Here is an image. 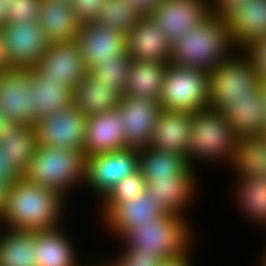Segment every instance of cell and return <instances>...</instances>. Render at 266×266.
<instances>
[{
    "instance_id": "32",
    "label": "cell",
    "mask_w": 266,
    "mask_h": 266,
    "mask_svg": "<svg viewBox=\"0 0 266 266\" xmlns=\"http://www.w3.org/2000/svg\"><path fill=\"white\" fill-rule=\"evenodd\" d=\"M237 193L242 210L256 222L266 223V174L241 179Z\"/></svg>"
},
{
    "instance_id": "25",
    "label": "cell",
    "mask_w": 266,
    "mask_h": 266,
    "mask_svg": "<svg viewBox=\"0 0 266 266\" xmlns=\"http://www.w3.org/2000/svg\"><path fill=\"white\" fill-rule=\"evenodd\" d=\"M193 171L190 169L182 178L155 179L147 183V192L167 214L182 216L181 209L189 203L196 187Z\"/></svg>"
},
{
    "instance_id": "22",
    "label": "cell",
    "mask_w": 266,
    "mask_h": 266,
    "mask_svg": "<svg viewBox=\"0 0 266 266\" xmlns=\"http://www.w3.org/2000/svg\"><path fill=\"white\" fill-rule=\"evenodd\" d=\"M0 148L6 151L8 163L23 176L38 148L34 125L5 120L0 126Z\"/></svg>"
},
{
    "instance_id": "15",
    "label": "cell",
    "mask_w": 266,
    "mask_h": 266,
    "mask_svg": "<svg viewBox=\"0 0 266 266\" xmlns=\"http://www.w3.org/2000/svg\"><path fill=\"white\" fill-rule=\"evenodd\" d=\"M210 15L208 0H163L150 16L172 44Z\"/></svg>"
},
{
    "instance_id": "24",
    "label": "cell",
    "mask_w": 266,
    "mask_h": 266,
    "mask_svg": "<svg viewBox=\"0 0 266 266\" xmlns=\"http://www.w3.org/2000/svg\"><path fill=\"white\" fill-rule=\"evenodd\" d=\"M265 107L262 87L257 91V98L233 101V108L225 116L238 139L266 133Z\"/></svg>"
},
{
    "instance_id": "34",
    "label": "cell",
    "mask_w": 266,
    "mask_h": 266,
    "mask_svg": "<svg viewBox=\"0 0 266 266\" xmlns=\"http://www.w3.org/2000/svg\"><path fill=\"white\" fill-rule=\"evenodd\" d=\"M146 191L147 182L140 169L126 176L102 198L103 217H105L118 203H126L129 199H138L139 195L144 194Z\"/></svg>"
},
{
    "instance_id": "14",
    "label": "cell",
    "mask_w": 266,
    "mask_h": 266,
    "mask_svg": "<svg viewBox=\"0 0 266 266\" xmlns=\"http://www.w3.org/2000/svg\"><path fill=\"white\" fill-rule=\"evenodd\" d=\"M35 69L44 78L61 81L71 91L88 72L77 41L49 44Z\"/></svg>"
},
{
    "instance_id": "49",
    "label": "cell",
    "mask_w": 266,
    "mask_h": 266,
    "mask_svg": "<svg viewBox=\"0 0 266 266\" xmlns=\"http://www.w3.org/2000/svg\"><path fill=\"white\" fill-rule=\"evenodd\" d=\"M108 266H121V265L115 260V261H113V264L111 263Z\"/></svg>"
},
{
    "instance_id": "17",
    "label": "cell",
    "mask_w": 266,
    "mask_h": 266,
    "mask_svg": "<svg viewBox=\"0 0 266 266\" xmlns=\"http://www.w3.org/2000/svg\"><path fill=\"white\" fill-rule=\"evenodd\" d=\"M127 53L139 61L164 62L171 57V43L151 16H142L127 34Z\"/></svg>"
},
{
    "instance_id": "19",
    "label": "cell",
    "mask_w": 266,
    "mask_h": 266,
    "mask_svg": "<svg viewBox=\"0 0 266 266\" xmlns=\"http://www.w3.org/2000/svg\"><path fill=\"white\" fill-rule=\"evenodd\" d=\"M38 22L49 44L77 41L82 25L67 0H41Z\"/></svg>"
},
{
    "instance_id": "23",
    "label": "cell",
    "mask_w": 266,
    "mask_h": 266,
    "mask_svg": "<svg viewBox=\"0 0 266 266\" xmlns=\"http://www.w3.org/2000/svg\"><path fill=\"white\" fill-rule=\"evenodd\" d=\"M122 94L113 86L99 83L89 71L73 88L72 105L87 117L116 109Z\"/></svg>"
},
{
    "instance_id": "10",
    "label": "cell",
    "mask_w": 266,
    "mask_h": 266,
    "mask_svg": "<svg viewBox=\"0 0 266 266\" xmlns=\"http://www.w3.org/2000/svg\"><path fill=\"white\" fill-rule=\"evenodd\" d=\"M32 94L33 85L26 69L0 70V110L5 120L35 125L38 119Z\"/></svg>"
},
{
    "instance_id": "30",
    "label": "cell",
    "mask_w": 266,
    "mask_h": 266,
    "mask_svg": "<svg viewBox=\"0 0 266 266\" xmlns=\"http://www.w3.org/2000/svg\"><path fill=\"white\" fill-rule=\"evenodd\" d=\"M6 233L0 237V266H37L35 232Z\"/></svg>"
},
{
    "instance_id": "1",
    "label": "cell",
    "mask_w": 266,
    "mask_h": 266,
    "mask_svg": "<svg viewBox=\"0 0 266 266\" xmlns=\"http://www.w3.org/2000/svg\"><path fill=\"white\" fill-rule=\"evenodd\" d=\"M58 191L18 178L10 187L0 221L8 229L36 232L60 227L63 198Z\"/></svg>"
},
{
    "instance_id": "9",
    "label": "cell",
    "mask_w": 266,
    "mask_h": 266,
    "mask_svg": "<svg viewBox=\"0 0 266 266\" xmlns=\"http://www.w3.org/2000/svg\"><path fill=\"white\" fill-rule=\"evenodd\" d=\"M87 120L73 105L38 120L34 125L38 147L83 149Z\"/></svg>"
},
{
    "instance_id": "40",
    "label": "cell",
    "mask_w": 266,
    "mask_h": 266,
    "mask_svg": "<svg viewBox=\"0 0 266 266\" xmlns=\"http://www.w3.org/2000/svg\"><path fill=\"white\" fill-rule=\"evenodd\" d=\"M251 0H214L209 2L210 14L224 19L229 13H231L239 3L247 4Z\"/></svg>"
},
{
    "instance_id": "11",
    "label": "cell",
    "mask_w": 266,
    "mask_h": 266,
    "mask_svg": "<svg viewBox=\"0 0 266 266\" xmlns=\"http://www.w3.org/2000/svg\"><path fill=\"white\" fill-rule=\"evenodd\" d=\"M139 149L126 148L87 158L86 180L103 198L126 176L139 170Z\"/></svg>"
},
{
    "instance_id": "47",
    "label": "cell",
    "mask_w": 266,
    "mask_h": 266,
    "mask_svg": "<svg viewBox=\"0 0 266 266\" xmlns=\"http://www.w3.org/2000/svg\"><path fill=\"white\" fill-rule=\"evenodd\" d=\"M262 95H263L264 103L266 106V83H262ZM265 114H266V107H265Z\"/></svg>"
},
{
    "instance_id": "48",
    "label": "cell",
    "mask_w": 266,
    "mask_h": 266,
    "mask_svg": "<svg viewBox=\"0 0 266 266\" xmlns=\"http://www.w3.org/2000/svg\"><path fill=\"white\" fill-rule=\"evenodd\" d=\"M4 121H5V119H4L3 113H2L1 110H0V126H1V124H2Z\"/></svg>"
},
{
    "instance_id": "29",
    "label": "cell",
    "mask_w": 266,
    "mask_h": 266,
    "mask_svg": "<svg viewBox=\"0 0 266 266\" xmlns=\"http://www.w3.org/2000/svg\"><path fill=\"white\" fill-rule=\"evenodd\" d=\"M37 266H78L74 248L58 227L36 231ZM77 264V265H76Z\"/></svg>"
},
{
    "instance_id": "21",
    "label": "cell",
    "mask_w": 266,
    "mask_h": 266,
    "mask_svg": "<svg viewBox=\"0 0 266 266\" xmlns=\"http://www.w3.org/2000/svg\"><path fill=\"white\" fill-rule=\"evenodd\" d=\"M165 215L167 213L146 191L138 199L118 203L103 219L115 234L124 237L132 228Z\"/></svg>"
},
{
    "instance_id": "46",
    "label": "cell",
    "mask_w": 266,
    "mask_h": 266,
    "mask_svg": "<svg viewBox=\"0 0 266 266\" xmlns=\"http://www.w3.org/2000/svg\"><path fill=\"white\" fill-rule=\"evenodd\" d=\"M7 67V61L5 57V47H4V41L2 36V30L0 29V70L6 69Z\"/></svg>"
},
{
    "instance_id": "44",
    "label": "cell",
    "mask_w": 266,
    "mask_h": 266,
    "mask_svg": "<svg viewBox=\"0 0 266 266\" xmlns=\"http://www.w3.org/2000/svg\"><path fill=\"white\" fill-rule=\"evenodd\" d=\"M10 187L11 184H9L7 181L0 180V217L4 210L6 198L8 197Z\"/></svg>"
},
{
    "instance_id": "26",
    "label": "cell",
    "mask_w": 266,
    "mask_h": 266,
    "mask_svg": "<svg viewBox=\"0 0 266 266\" xmlns=\"http://www.w3.org/2000/svg\"><path fill=\"white\" fill-rule=\"evenodd\" d=\"M26 70L33 85V106L38 120L72 105V91L61 81L44 78L35 68Z\"/></svg>"
},
{
    "instance_id": "33",
    "label": "cell",
    "mask_w": 266,
    "mask_h": 266,
    "mask_svg": "<svg viewBox=\"0 0 266 266\" xmlns=\"http://www.w3.org/2000/svg\"><path fill=\"white\" fill-rule=\"evenodd\" d=\"M102 17L97 21L128 34L137 24L141 14L127 0H106L101 5Z\"/></svg>"
},
{
    "instance_id": "28",
    "label": "cell",
    "mask_w": 266,
    "mask_h": 266,
    "mask_svg": "<svg viewBox=\"0 0 266 266\" xmlns=\"http://www.w3.org/2000/svg\"><path fill=\"white\" fill-rule=\"evenodd\" d=\"M139 154V169L147 183L155 179L182 178L191 169L180 153L145 147L139 149Z\"/></svg>"
},
{
    "instance_id": "7",
    "label": "cell",
    "mask_w": 266,
    "mask_h": 266,
    "mask_svg": "<svg viewBox=\"0 0 266 266\" xmlns=\"http://www.w3.org/2000/svg\"><path fill=\"white\" fill-rule=\"evenodd\" d=\"M207 83L208 71L169 62L160 91L161 108L193 114L208 107Z\"/></svg>"
},
{
    "instance_id": "3",
    "label": "cell",
    "mask_w": 266,
    "mask_h": 266,
    "mask_svg": "<svg viewBox=\"0 0 266 266\" xmlns=\"http://www.w3.org/2000/svg\"><path fill=\"white\" fill-rule=\"evenodd\" d=\"M230 56L208 72V107L225 114L233 108V101L257 98L262 87L254 64L247 54L244 58Z\"/></svg>"
},
{
    "instance_id": "50",
    "label": "cell",
    "mask_w": 266,
    "mask_h": 266,
    "mask_svg": "<svg viewBox=\"0 0 266 266\" xmlns=\"http://www.w3.org/2000/svg\"><path fill=\"white\" fill-rule=\"evenodd\" d=\"M263 265L262 266H266V252H265V255L263 256Z\"/></svg>"
},
{
    "instance_id": "43",
    "label": "cell",
    "mask_w": 266,
    "mask_h": 266,
    "mask_svg": "<svg viewBox=\"0 0 266 266\" xmlns=\"http://www.w3.org/2000/svg\"><path fill=\"white\" fill-rule=\"evenodd\" d=\"M189 255L186 253L172 257V258H165L160 266H191Z\"/></svg>"
},
{
    "instance_id": "38",
    "label": "cell",
    "mask_w": 266,
    "mask_h": 266,
    "mask_svg": "<svg viewBox=\"0 0 266 266\" xmlns=\"http://www.w3.org/2000/svg\"><path fill=\"white\" fill-rule=\"evenodd\" d=\"M77 20L81 24L97 22L102 17L101 5L106 4V0H71Z\"/></svg>"
},
{
    "instance_id": "42",
    "label": "cell",
    "mask_w": 266,
    "mask_h": 266,
    "mask_svg": "<svg viewBox=\"0 0 266 266\" xmlns=\"http://www.w3.org/2000/svg\"><path fill=\"white\" fill-rule=\"evenodd\" d=\"M141 14L150 16L163 0H127Z\"/></svg>"
},
{
    "instance_id": "20",
    "label": "cell",
    "mask_w": 266,
    "mask_h": 266,
    "mask_svg": "<svg viewBox=\"0 0 266 266\" xmlns=\"http://www.w3.org/2000/svg\"><path fill=\"white\" fill-rule=\"evenodd\" d=\"M224 19L234 46L246 48L266 37V0L239 3Z\"/></svg>"
},
{
    "instance_id": "13",
    "label": "cell",
    "mask_w": 266,
    "mask_h": 266,
    "mask_svg": "<svg viewBox=\"0 0 266 266\" xmlns=\"http://www.w3.org/2000/svg\"><path fill=\"white\" fill-rule=\"evenodd\" d=\"M77 43L87 69L98 63L115 61L116 55L127 52V35L98 22L82 24Z\"/></svg>"
},
{
    "instance_id": "12",
    "label": "cell",
    "mask_w": 266,
    "mask_h": 266,
    "mask_svg": "<svg viewBox=\"0 0 266 266\" xmlns=\"http://www.w3.org/2000/svg\"><path fill=\"white\" fill-rule=\"evenodd\" d=\"M116 109L124 121V137L128 148L149 147L152 132L162 110L159 101L123 94Z\"/></svg>"
},
{
    "instance_id": "27",
    "label": "cell",
    "mask_w": 266,
    "mask_h": 266,
    "mask_svg": "<svg viewBox=\"0 0 266 266\" xmlns=\"http://www.w3.org/2000/svg\"><path fill=\"white\" fill-rule=\"evenodd\" d=\"M167 66L164 62L132 59L124 94L159 101Z\"/></svg>"
},
{
    "instance_id": "4",
    "label": "cell",
    "mask_w": 266,
    "mask_h": 266,
    "mask_svg": "<svg viewBox=\"0 0 266 266\" xmlns=\"http://www.w3.org/2000/svg\"><path fill=\"white\" fill-rule=\"evenodd\" d=\"M237 140L233 128L220 110L206 107L191 114V135L186 162L191 169L192 159L227 158L233 164Z\"/></svg>"
},
{
    "instance_id": "18",
    "label": "cell",
    "mask_w": 266,
    "mask_h": 266,
    "mask_svg": "<svg viewBox=\"0 0 266 266\" xmlns=\"http://www.w3.org/2000/svg\"><path fill=\"white\" fill-rule=\"evenodd\" d=\"M191 135V113L161 110L152 132L150 148L187 156Z\"/></svg>"
},
{
    "instance_id": "37",
    "label": "cell",
    "mask_w": 266,
    "mask_h": 266,
    "mask_svg": "<svg viewBox=\"0 0 266 266\" xmlns=\"http://www.w3.org/2000/svg\"><path fill=\"white\" fill-rule=\"evenodd\" d=\"M124 251L122 256L116 259L121 266H160L164 260L156 251H134L130 247Z\"/></svg>"
},
{
    "instance_id": "16",
    "label": "cell",
    "mask_w": 266,
    "mask_h": 266,
    "mask_svg": "<svg viewBox=\"0 0 266 266\" xmlns=\"http://www.w3.org/2000/svg\"><path fill=\"white\" fill-rule=\"evenodd\" d=\"M123 122L117 109L88 117L83 147L86 157L128 148Z\"/></svg>"
},
{
    "instance_id": "41",
    "label": "cell",
    "mask_w": 266,
    "mask_h": 266,
    "mask_svg": "<svg viewBox=\"0 0 266 266\" xmlns=\"http://www.w3.org/2000/svg\"><path fill=\"white\" fill-rule=\"evenodd\" d=\"M21 177L22 175L13 167L12 163H8L6 151L0 148V180H5L12 185Z\"/></svg>"
},
{
    "instance_id": "5",
    "label": "cell",
    "mask_w": 266,
    "mask_h": 266,
    "mask_svg": "<svg viewBox=\"0 0 266 266\" xmlns=\"http://www.w3.org/2000/svg\"><path fill=\"white\" fill-rule=\"evenodd\" d=\"M86 169L87 157L83 149L38 147L23 176L63 195L81 179L85 183Z\"/></svg>"
},
{
    "instance_id": "39",
    "label": "cell",
    "mask_w": 266,
    "mask_h": 266,
    "mask_svg": "<svg viewBox=\"0 0 266 266\" xmlns=\"http://www.w3.org/2000/svg\"><path fill=\"white\" fill-rule=\"evenodd\" d=\"M244 49L254 64L260 81L266 83V37L253 41Z\"/></svg>"
},
{
    "instance_id": "36",
    "label": "cell",
    "mask_w": 266,
    "mask_h": 266,
    "mask_svg": "<svg viewBox=\"0 0 266 266\" xmlns=\"http://www.w3.org/2000/svg\"><path fill=\"white\" fill-rule=\"evenodd\" d=\"M41 0H11L8 7V22L17 24L24 21H35L39 18Z\"/></svg>"
},
{
    "instance_id": "45",
    "label": "cell",
    "mask_w": 266,
    "mask_h": 266,
    "mask_svg": "<svg viewBox=\"0 0 266 266\" xmlns=\"http://www.w3.org/2000/svg\"><path fill=\"white\" fill-rule=\"evenodd\" d=\"M8 7L9 3L5 2V0H0V29L8 22Z\"/></svg>"
},
{
    "instance_id": "35",
    "label": "cell",
    "mask_w": 266,
    "mask_h": 266,
    "mask_svg": "<svg viewBox=\"0 0 266 266\" xmlns=\"http://www.w3.org/2000/svg\"><path fill=\"white\" fill-rule=\"evenodd\" d=\"M131 60L127 52H122L116 55L115 61L98 63L96 66H91L88 71L99 79V83L113 86L123 95Z\"/></svg>"
},
{
    "instance_id": "31",
    "label": "cell",
    "mask_w": 266,
    "mask_h": 266,
    "mask_svg": "<svg viewBox=\"0 0 266 266\" xmlns=\"http://www.w3.org/2000/svg\"><path fill=\"white\" fill-rule=\"evenodd\" d=\"M232 166L240 179L266 174V133L238 139Z\"/></svg>"
},
{
    "instance_id": "8",
    "label": "cell",
    "mask_w": 266,
    "mask_h": 266,
    "mask_svg": "<svg viewBox=\"0 0 266 266\" xmlns=\"http://www.w3.org/2000/svg\"><path fill=\"white\" fill-rule=\"evenodd\" d=\"M1 30L7 67L35 68L49 46L38 20L6 23Z\"/></svg>"
},
{
    "instance_id": "2",
    "label": "cell",
    "mask_w": 266,
    "mask_h": 266,
    "mask_svg": "<svg viewBox=\"0 0 266 266\" xmlns=\"http://www.w3.org/2000/svg\"><path fill=\"white\" fill-rule=\"evenodd\" d=\"M233 46L225 19L210 15L171 44L170 63L209 72L231 56Z\"/></svg>"
},
{
    "instance_id": "6",
    "label": "cell",
    "mask_w": 266,
    "mask_h": 266,
    "mask_svg": "<svg viewBox=\"0 0 266 266\" xmlns=\"http://www.w3.org/2000/svg\"><path fill=\"white\" fill-rule=\"evenodd\" d=\"M188 227L182 216L167 214L132 228L122 239L134 251H156L164 259L172 258L187 252Z\"/></svg>"
}]
</instances>
